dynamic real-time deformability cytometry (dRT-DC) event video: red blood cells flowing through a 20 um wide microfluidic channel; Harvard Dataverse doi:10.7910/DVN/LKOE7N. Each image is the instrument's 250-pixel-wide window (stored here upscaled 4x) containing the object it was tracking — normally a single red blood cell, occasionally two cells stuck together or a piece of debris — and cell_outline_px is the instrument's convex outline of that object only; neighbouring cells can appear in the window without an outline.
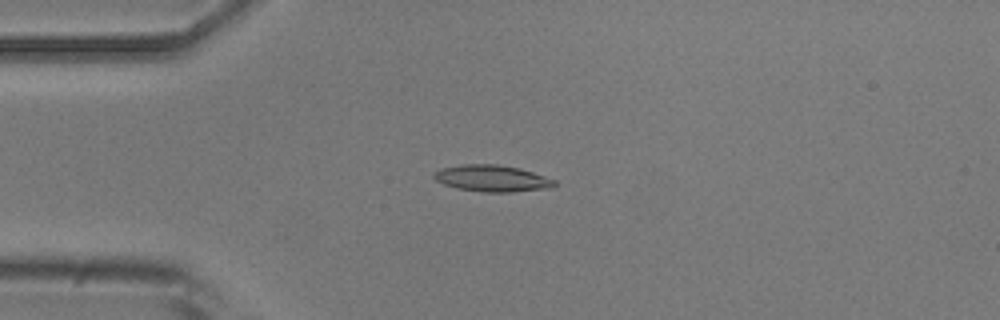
{"species": "common noctule bat (a hibernating species)", "species_latin": "Nyctalus noctula", "temperature_condition": "room temperature", "stored_images_in_passage": 6, "camera_frame_rate_fps": 3000, "um_per_image_px": 0.085, "animal": {"sex": "male", "body_mass_g": 20.5, "forearm_length_mm": 52.5}, "frame": {"image": 1, "passage_image": 4, "time_ms": 3.667, "image_size_px": [1000, 320], "cell_outline_px": [[556, 184], [552, 188], [512, 192], [484, 192], [456, 188], [444, 184], [436, 180], [432, 176], [440, 168], [460, 164], [496, 164], [520, 168], [556, 180]], "centroid_in_image_um": [41.83, 15.16], "position_along_channel_um": 43.2, "area_um2": 18.73}}
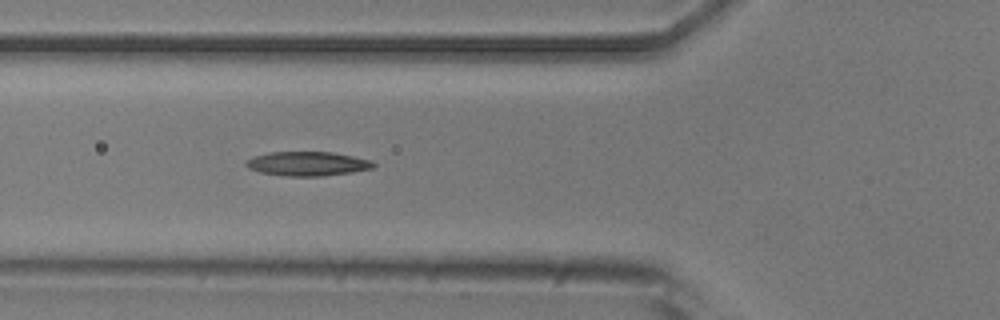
{"frame": {"image": 2, "passage_image": 6, "time_ms": 5.667, "image_size_px": [1000, 320], "cell_outline_px": [[376, 164], [372, 168], [352, 172], [320, 176], [288, 176], [260, 172], [248, 168], [244, 164], [252, 156], [268, 152], [332, 152], [372, 160]], "centroid_in_image_um": [26.12, 13.91], "position_along_channel_um": 99.7, "area_um2": 17.92}}